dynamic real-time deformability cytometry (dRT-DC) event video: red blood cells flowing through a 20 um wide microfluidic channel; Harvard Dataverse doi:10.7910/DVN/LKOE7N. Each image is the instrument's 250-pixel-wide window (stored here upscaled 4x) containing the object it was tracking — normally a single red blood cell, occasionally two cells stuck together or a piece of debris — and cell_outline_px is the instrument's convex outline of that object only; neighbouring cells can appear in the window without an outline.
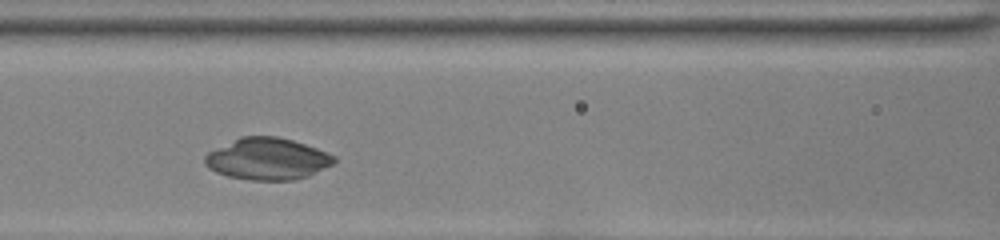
{"species": "common noctule bat (a hibernating species)", "species_latin": "Nyctalus noctula", "temperature_condition": "room temperature", "stored_images_in_passage": 27, "camera_frame_rate_fps": 3000, "um_per_image_px": 0.085, "animal": {"sex": "female", "body_mass_g": 22.0, "forearm_length_mm": 56.7}, "frame": {"image": 1, "passage_image": 8, "time_ms": 2.333, "image_size_px": [1000, 240], "cell_outline_px": [[336, 160], [332, 164], [308, 176], [292, 180], [248, 180], [228, 176], [216, 172], [204, 164], [204, 156], [208, 152], [240, 136], [276, 136], [292, 140], [316, 148], [336, 156]], "centroid_in_image_um": [22.71, 13.5], "position_along_channel_um": 143.9, "area_um2": 31.33}}